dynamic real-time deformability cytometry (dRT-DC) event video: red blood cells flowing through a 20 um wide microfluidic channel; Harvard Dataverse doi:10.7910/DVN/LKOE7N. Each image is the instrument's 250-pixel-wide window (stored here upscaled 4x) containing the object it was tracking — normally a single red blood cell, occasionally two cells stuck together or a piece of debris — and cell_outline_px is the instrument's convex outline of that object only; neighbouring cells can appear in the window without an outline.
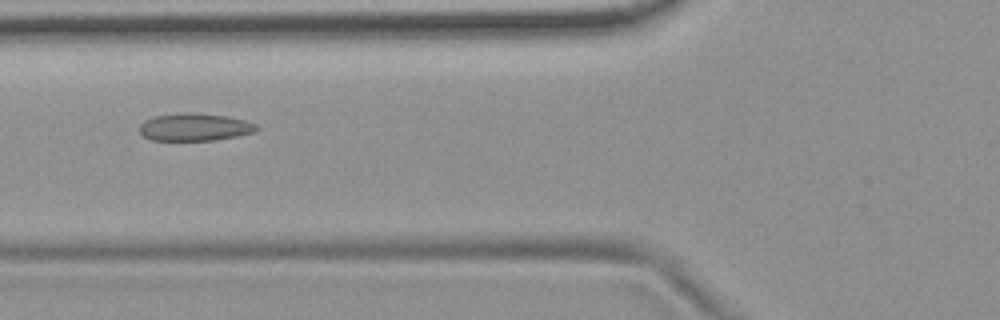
{"species": "common noctule bat (a hibernating species)", "species_latin": "Nyctalus noctula", "temperature_condition": "room temperature", "stored_images_in_passage": 3, "camera_frame_rate_fps": 3000, "um_per_image_px": 0.085, "animal": {"sex": "female", "body_mass_g": 19.9}, "frame": {"image": 1, "passage_image": 2, "time_ms": 1.333, "image_size_px": [1000, 320], "cell_outline_px": [[260, 128], [252, 132], [236, 136], [212, 140], [152, 140], [144, 136], [140, 132], [140, 124], [144, 120], [156, 116], [224, 116], [244, 120], [256, 124]], "centroid_in_image_um": [16.55, 10.86], "position_along_channel_um": 109.2, "area_um2": 17.46}}
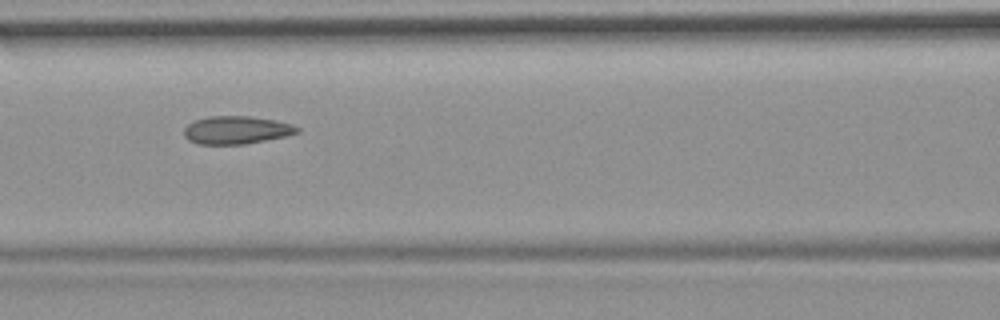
{"frame": {"image": 2, "passage_image": 3, "time_ms": 2.333, "image_size_px": [1000, 320], "cell_outline_px": [[300, 132], [284, 136], [244, 144], [196, 144], [188, 140], [184, 136], [184, 128], [188, 124], [196, 120], [208, 116], [248, 116], [276, 120], [292, 124], [300, 128]], "centroid_in_image_um": [20.08, 11.05], "position_along_channel_um": 146.5, "area_um2": 18.38}}